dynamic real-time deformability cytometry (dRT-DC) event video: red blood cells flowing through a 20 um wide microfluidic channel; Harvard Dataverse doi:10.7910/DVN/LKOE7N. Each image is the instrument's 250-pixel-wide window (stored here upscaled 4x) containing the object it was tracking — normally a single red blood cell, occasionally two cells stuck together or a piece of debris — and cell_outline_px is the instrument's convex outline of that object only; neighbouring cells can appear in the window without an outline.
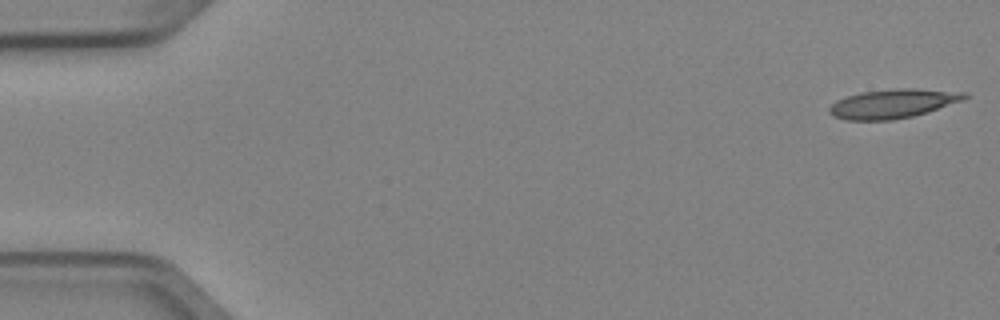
{"species": "Egyptian fruit bat (a non-hibernating species)", "species_latin": "Rousettus aegyptiacus", "temperature_condition": "cold", "stored_images_in_passage": 7, "segment_of_instrument_passage": [1, 2], "camera_frame_rate_fps": 3000, "um_per_image_px": 0.085, "animal": {"sex": "female"}, "frame": {"image": 1, "passage_image": 1, "time_ms": 0.0, "image_size_px": [1000, 320], "cell_outline_px": [[968, 96], [964, 100], [928, 112], [912, 116], [892, 120], [844, 120], [828, 112], [828, 108], [836, 100], [860, 92], [900, 88], [916, 88], [968, 92]], "centroid_in_image_um": [75.93, 8.8], "position_along_channel_um": 9.1, "area_um2": 23.0}}
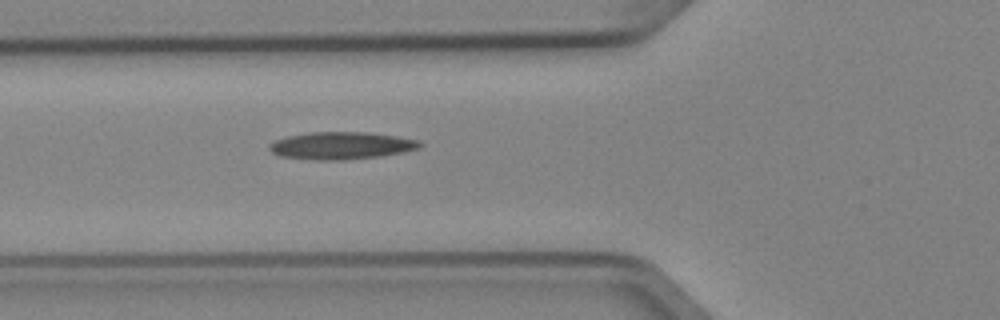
{"frame": {"image": 2, "passage_image": 6, "time_ms": 1.667, "image_size_px": [1000, 320], "cell_outline_px": [[424, 144], [420, 148], [404, 152], [380, 156], [344, 160], [316, 160], [280, 156], [272, 152], [268, 148], [268, 144], [276, 140], [288, 136], [308, 132], [364, 132], [396, 136], [420, 140]], "centroid_in_image_um": [29.03, 12.38], "position_along_channel_um": 96.8, "area_um2": 24.1}}